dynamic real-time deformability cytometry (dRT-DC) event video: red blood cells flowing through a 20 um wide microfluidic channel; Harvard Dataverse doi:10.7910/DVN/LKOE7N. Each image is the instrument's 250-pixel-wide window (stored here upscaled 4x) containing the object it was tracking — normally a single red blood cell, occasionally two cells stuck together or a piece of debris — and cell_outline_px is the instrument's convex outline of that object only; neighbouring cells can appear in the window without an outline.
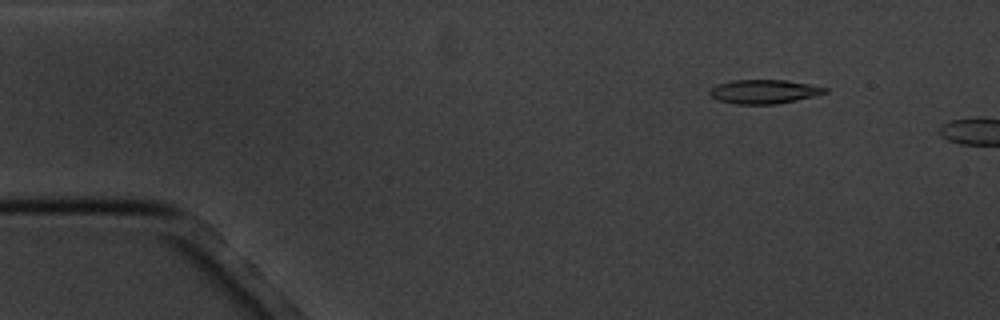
{"species": "common noctule bat (a hibernating species)", "species_latin": "Nyctalus noctula", "temperature_condition": "cold", "stored_images_in_passage": 3, "camera_frame_rate_fps": 3000, "um_per_image_px": 0.085, "animal": {"sex": "male", "body_mass_g": 20.1, "forearm_length_mm": 53.5}, "frame": {"image": 1, "passage_image": 2, "time_ms": 1.333, "image_size_px": [1000, 320], "cell_outline_px": [[828, 92], [796, 100], [776, 104], [732, 104], [716, 100], [708, 92], [716, 84], [732, 80], [784, 80], [808, 84], [828, 88]], "centroid_in_image_um": [64.89, 7.79], "position_along_channel_um": 20.1, "area_um2": 16.07}}